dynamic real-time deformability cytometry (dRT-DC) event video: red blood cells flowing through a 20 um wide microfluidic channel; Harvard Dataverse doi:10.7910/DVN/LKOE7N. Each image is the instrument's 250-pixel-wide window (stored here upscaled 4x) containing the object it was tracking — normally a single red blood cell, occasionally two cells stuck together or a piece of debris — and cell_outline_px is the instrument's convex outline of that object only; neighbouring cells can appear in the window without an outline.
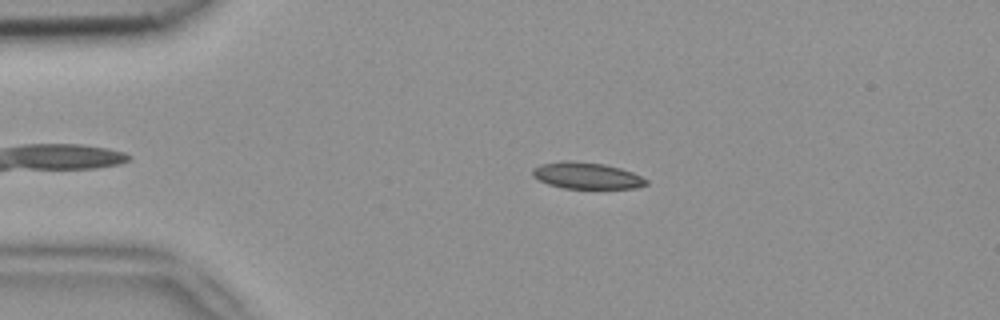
{"species": "common noctule bat (a hibernating species)", "species_latin": "Nyctalus noctula", "temperature_condition": "room temperature", "stored_images_in_passage": 39, "camera_frame_rate_fps": 3000, "um_per_image_px": 0.085, "animal": {"sex": "female", "body_mass_g": 18.4}, "frame": {"image": 1, "passage_image": 4, "time_ms": 1.0, "image_size_px": [1000, 320], "cell_outline_px": [[648, 184], [636, 188], [564, 188], [548, 184], [532, 176], [532, 168], [540, 164], [568, 160], [604, 164], [620, 168], [632, 172], [648, 180]], "centroid_in_image_um": [49.86, 14.92], "position_along_channel_um": 35.1, "area_um2": 17.46}}
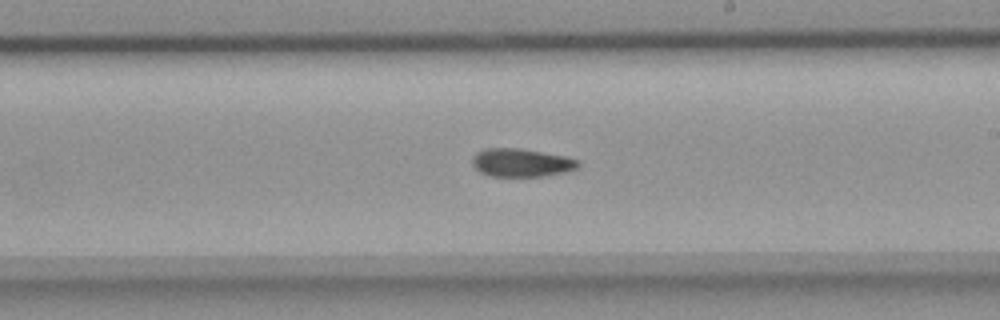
{"frame": {"image": 2, "passage_image": 23, "time_ms": 7.333, "image_size_px": [1000, 320], "cell_outline_px": [[580, 168], [564, 172], [540, 176], [488, 176], [480, 172], [472, 164], [472, 160], [476, 152], [484, 148], [520, 148], [564, 156], [580, 160]], "centroid_in_image_um": [44.32, 13.82], "position_along_channel_um": 244.7, "area_um2": 17.46}}
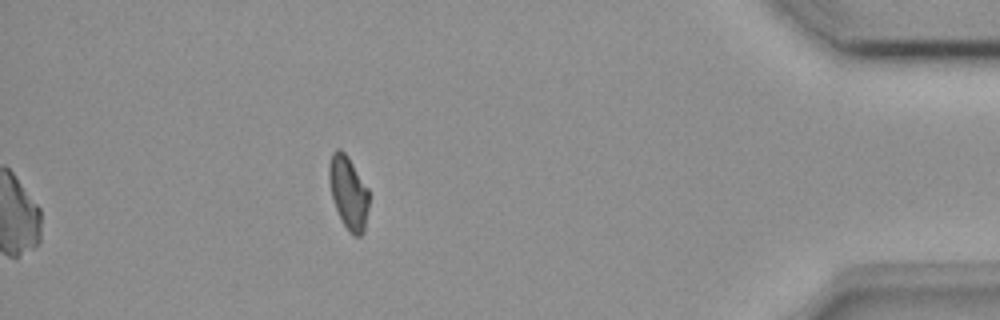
{"frame": {"image": 3, "passage_image": 39, "time_ms": 12.667, "image_size_px": [1000, 320], "cell_outline_px": [[368, 208], [364, 232], [360, 236], [356, 236], [344, 224], [336, 208], [332, 196], [328, 176], [328, 168], [332, 152], [336, 148], [340, 148], [348, 156], [368, 188]], "centroid_in_image_um": [29.61, 16.31], "position_along_channel_um": 405.6, "area_um2": 16.7}, "authors_computed_cell_mechanics": {"area_um2": 17.7446, "velocity_mm_per_s": 3.917, "shape_relaxation_time_tau1_ms": null, "shape_relaxation_time_tau2_ms": 7.2807, "deformation_change_tau1": null, "deformation_change_tau2": 0.1411}}